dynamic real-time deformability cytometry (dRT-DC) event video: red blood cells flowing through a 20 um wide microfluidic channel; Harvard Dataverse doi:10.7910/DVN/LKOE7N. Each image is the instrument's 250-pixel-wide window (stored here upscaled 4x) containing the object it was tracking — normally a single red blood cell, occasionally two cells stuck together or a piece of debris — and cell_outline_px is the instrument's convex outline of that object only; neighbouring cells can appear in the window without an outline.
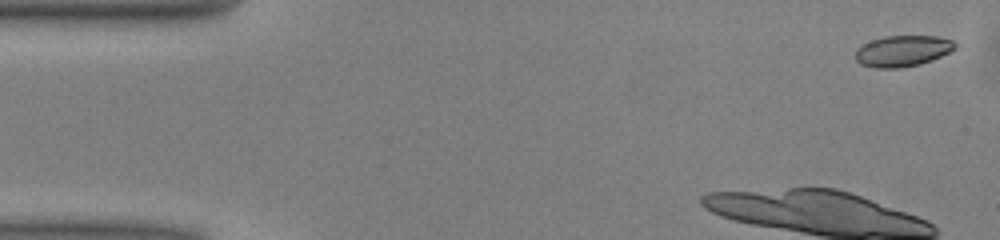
{"species": "common noctule bat (a hibernating species)", "species_latin": "Nyctalus noctula", "temperature_condition": "warm", "stored_images_in_passage": 10, "camera_frame_rate_fps": 3000, "um_per_image_px": 0.085, "animal": {"sex": "male", "body_mass_g": 13.0, "forearm_length_mm": 53.1}, "frame": {"image": 1, "passage_image": 2, "time_ms": 0.333, "image_size_px": [1000, 240], "cell_outline_px": [[956, 48], [932, 60], [920, 64], [900, 68], [872, 68], [860, 64], [856, 60], [856, 48], [872, 40], [884, 36], [936, 36], [952, 40], [956, 44]], "centroid_in_image_um": [76.7, 4.34], "position_along_channel_um": 8.3, "area_um2": 18.03}}